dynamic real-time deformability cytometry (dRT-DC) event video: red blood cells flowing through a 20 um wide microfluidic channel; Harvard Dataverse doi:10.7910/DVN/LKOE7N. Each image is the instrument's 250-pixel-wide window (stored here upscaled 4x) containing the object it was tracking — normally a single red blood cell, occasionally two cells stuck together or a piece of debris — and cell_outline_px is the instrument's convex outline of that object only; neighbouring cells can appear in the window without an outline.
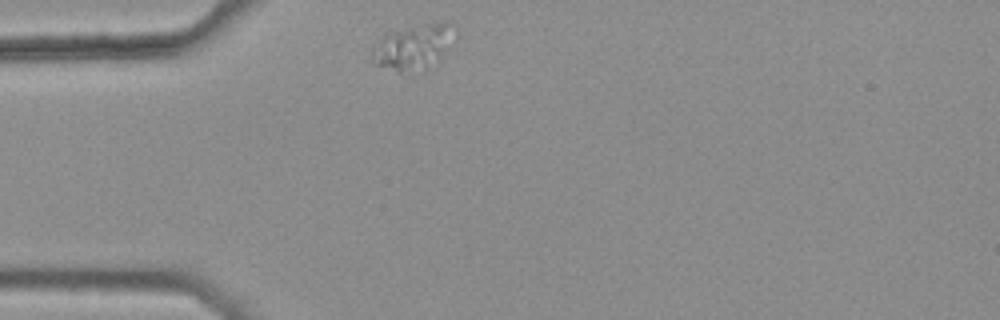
{"species": "common noctule bat (a hibernating species)", "species_latin": "Nyctalus noctula", "temperature_condition": "warm", "stored_images_in_passage": 5, "camera_frame_rate_fps": 3000, "um_per_image_px": 0.085, "animal": {"sex": "female", "body_mass_g": 25.1}, "frame": {"image": 1, "passage_image": 1, "time_ms": 0.0, "image_size_px": [1000, 320], "cell_outline_px": [[448, 48], [428, 68], [400, 72], [376, 64], [372, 56], [372, 48], [388, 32], [428, 24], [444, 24], [448, 28]], "centroid_in_image_um": [34.98, 4.05], "position_along_channel_um": 50.0, "area_um2": 19.83}}
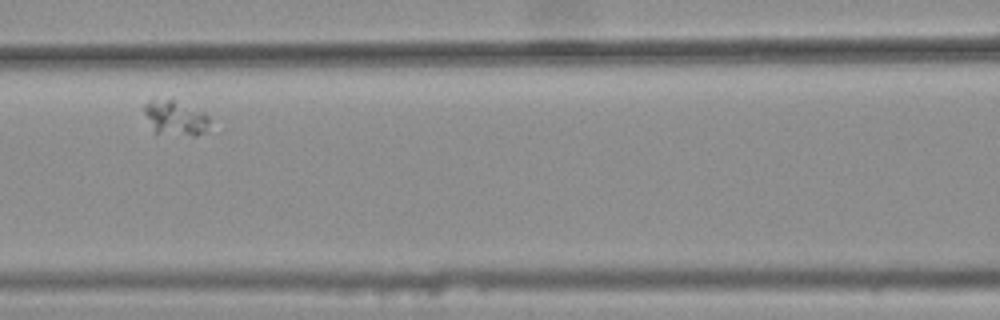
{"frame": {"image": 2, "passage_image": 4, "time_ms": 1.0, "image_size_px": [1000, 320], "cell_outline_px": [[208, 124], [204, 132], [196, 136], [192, 136], [156, 132], [144, 112], [144, 104], [148, 100], [172, 100], [204, 112], [208, 116]], "centroid_in_image_um": [14.91, 10.02], "position_along_channel_um": 151.7, "area_um2": 12.72}}
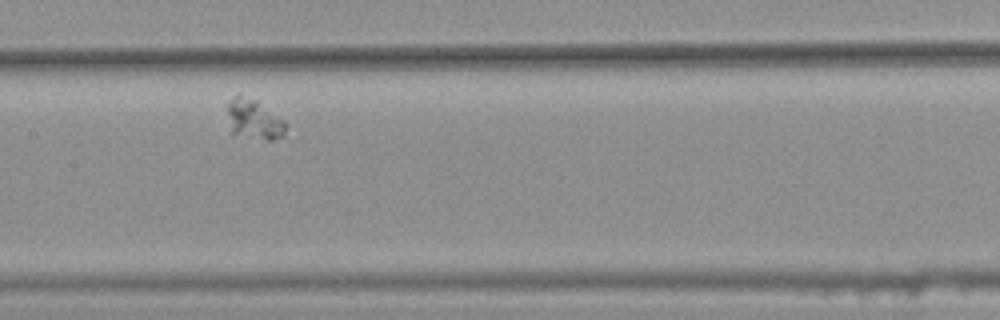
{"frame": {"image": 3, "passage_image": 5, "time_ms": 1.333, "image_size_px": [1000, 320], "cell_outline_px": [[284, 136], [272, 140], [268, 140], [232, 132], [228, 112], [228, 100], [232, 96], [240, 96], [256, 100], [284, 120]], "centroid_in_image_um": [21.6, 10.13], "position_along_channel_um": 185.8, "area_um2": 12.95}}